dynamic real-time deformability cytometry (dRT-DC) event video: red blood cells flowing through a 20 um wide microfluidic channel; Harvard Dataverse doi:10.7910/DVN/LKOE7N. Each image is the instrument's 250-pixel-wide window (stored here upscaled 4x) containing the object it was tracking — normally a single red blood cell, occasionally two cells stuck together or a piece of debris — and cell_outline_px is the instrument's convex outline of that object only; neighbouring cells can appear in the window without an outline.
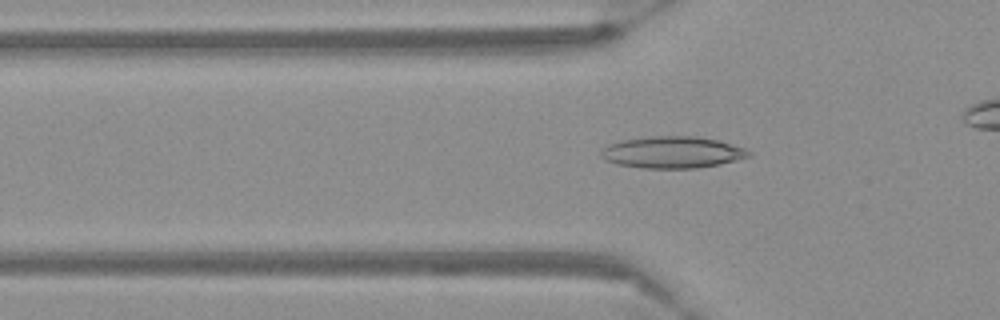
{"species": "Egyptian fruit bat (a non-hibernating species)", "species_latin": "Rousettus aegyptiacus", "temperature_condition": "warm", "stored_images_in_passage": 39, "camera_frame_rate_fps": 3000, "um_per_image_px": 0.085, "frame": {"image": 1, "passage_image": 10, "time_ms": 3.0, "image_size_px": [1000, 320], "cell_outline_px": [[752, 152], [748, 156], [720, 164], [696, 168], [644, 168], [616, 164], [604, 160], [600, 156], [600, 148], [608, 144], [624, 140], [652, 136], [692, 136], [716, 140], [732, 144], [744, 148]], "centroid_in_image_um": [57.09, 12.95], "position_along_channel_um": 68.7, "area_um2": 27.17}}
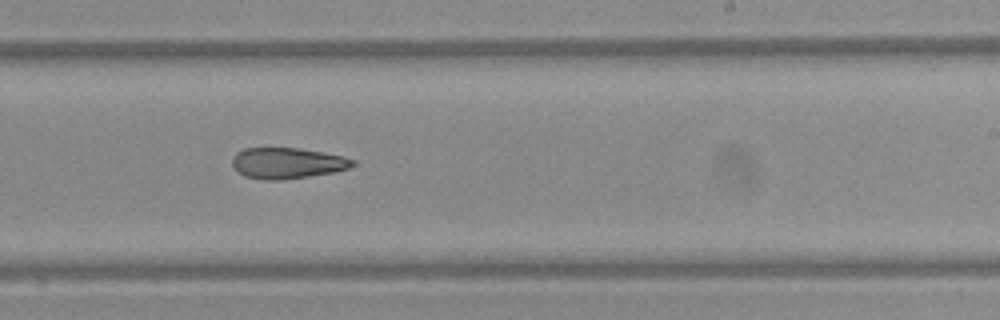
{"frame": {"image": 2, "passage_image": 26, "time_ms": 8.333, "image_size_px": [1000, 320], "cell_outline_px": [[356, 164], [348, 168], [336, 172], [280, 180], [264, 180], [244, 176], [232, 164], [232, 156], [236, 152], [244, 148], [296, 148], [344, 156], [356, 160]], "centroid_in_image_um": [24.43, 13.86], "position_along_channel_um": 264.6, "area_um2": 21.68}}
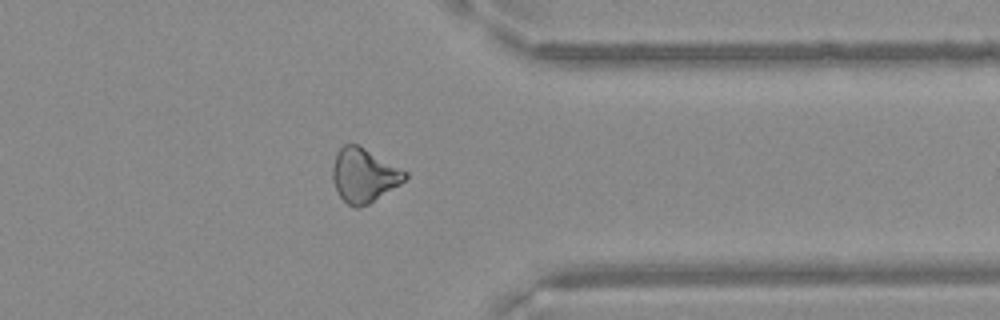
{"frame": {"image": 3, "passage_image": 36, "time_ms": 11.667, "image_size_px": [1000, 320], "cell_outline_px": [[408, 176], [400, 184], [368, 204], [360, 208], [356, 208], [348, 204], [340, 196], [332, 180], [332, 164], [336, 152], [344, 144], [360, 144], [408, 172]], "centroid_in_image_um": [30.92, 14.87], "position_along_channel_um": 380.5, "area_um2": 22.95}}